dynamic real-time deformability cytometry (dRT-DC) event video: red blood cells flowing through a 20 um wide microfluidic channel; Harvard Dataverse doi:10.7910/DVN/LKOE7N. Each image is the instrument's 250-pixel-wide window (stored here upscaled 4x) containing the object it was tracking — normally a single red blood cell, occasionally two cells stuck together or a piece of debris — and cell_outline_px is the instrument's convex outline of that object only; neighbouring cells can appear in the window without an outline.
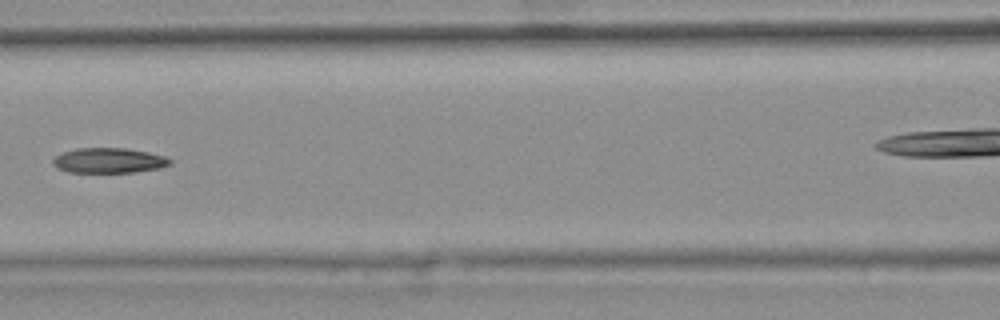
{"species": "common noctule bat (a hibernating species)", "species_latin": "Nyctalus noctula", "temperature_condition": "warm", "stored_images_in_passage": 9, "camera_frame_rate_fps": 3000, "um_per_image_px": 0.085, "animal": {"sex": "female", "body_mass_g": 25.1}, "frame": {"image": 1, "passage_image": 8, "time_ms": 2.333, "image_size_px": [1000, 320], "cell_outline_px": [[172, 164], [160, 168], [136, 172], [68, 172], [56, 168], [52, 164], [52, 160], [56, 156], [64, 152], [76, 148], [124, 148], [148, 152], [164, 156], [172, 160]], "centroid_in_image_um": [9.25, 13.65], "position_along_channel_um": 157.3, "area_um2": 17.17}}